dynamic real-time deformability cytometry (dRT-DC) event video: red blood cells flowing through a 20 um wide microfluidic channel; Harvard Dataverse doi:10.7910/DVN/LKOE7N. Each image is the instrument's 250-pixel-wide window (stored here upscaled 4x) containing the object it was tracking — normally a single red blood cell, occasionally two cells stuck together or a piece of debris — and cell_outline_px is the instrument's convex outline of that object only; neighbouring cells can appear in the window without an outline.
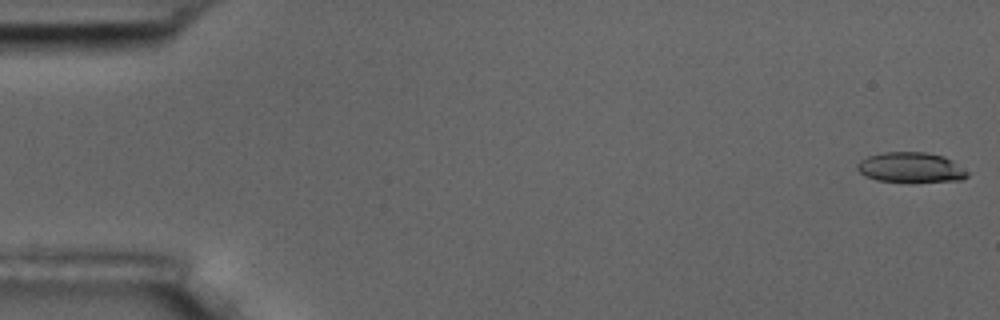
{"species": "common noctule bat (a hibernating species)", "species_latin": "Nyctalus noctula", "temperature_condition": "room temperature", "stored_images_in_passage": 10, "camera_frame_rate_fps": 3000, "um_per_image_px": 0.085, "animal": {"sex": "male", "body_mass_g": 17.5, "forearm_length_mm": 52.3}, "frame": {"image": 1, "passage_image": 1, "time_ms": 0.0, "image_size_px": [1000, 320], "cell_outline_px": [[968, 176], [960, 180], [876, 180], [864, 176], [856, 168], [856, 164], [860, 160], [868, 156], [884, 152], [924, 152], [944, 156], [952, 160], [968, 172]], "centroid_in_image_um": [77.37, 14.2], "position_along_channel_um": 7.6, "area_um2": 18.79}}
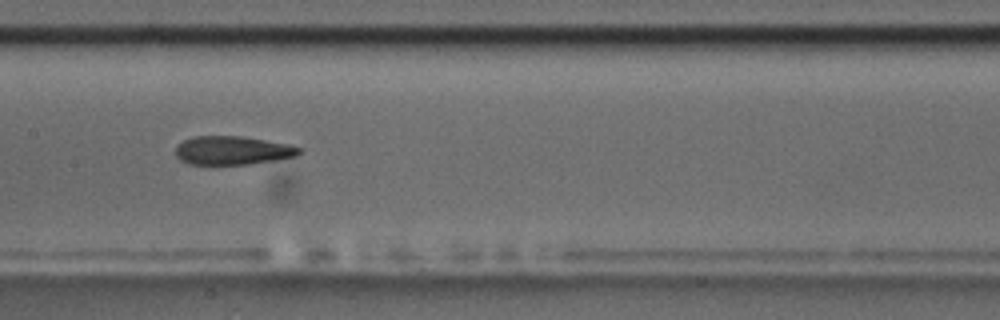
{"frame": {"image": 2, "passage_image": 9, "time_ms": 9.0, "image_size_px": [1000, 320], "cell_outline_px": [[304, 152], [296, 156], [248, 164], [188, 164], [180, 160], [176, 156], [176, 144], [192, 136], [240, 136], [288, 144], [304, 148]], "centroid_in_image_um": [19.76, 12.78], "position_along_channel_um": 187.6, "area_um2": 20.63}}
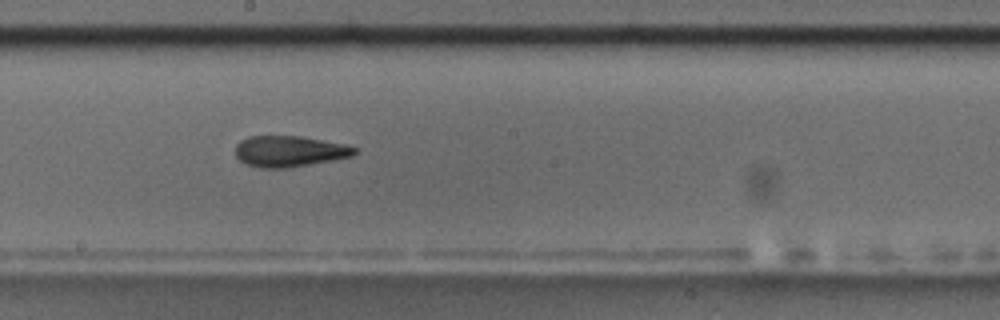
{"frame": {"image": 3, "passage_image": 10, "time_ms": 10.0, "image_size_px": [1000, 320], "cell_outline_px": [[360, 148], [352, 156], [332, 160], [284, 168], [260, 168], [244, 164], [236, 156], [236, 144], [240, 140], [248, 136], [300, 136], [344, 144]], "centroid_in_image_um": [24.57, 12.85], "position_along_channel_um": 223.6, "area_um2": 21.5}}